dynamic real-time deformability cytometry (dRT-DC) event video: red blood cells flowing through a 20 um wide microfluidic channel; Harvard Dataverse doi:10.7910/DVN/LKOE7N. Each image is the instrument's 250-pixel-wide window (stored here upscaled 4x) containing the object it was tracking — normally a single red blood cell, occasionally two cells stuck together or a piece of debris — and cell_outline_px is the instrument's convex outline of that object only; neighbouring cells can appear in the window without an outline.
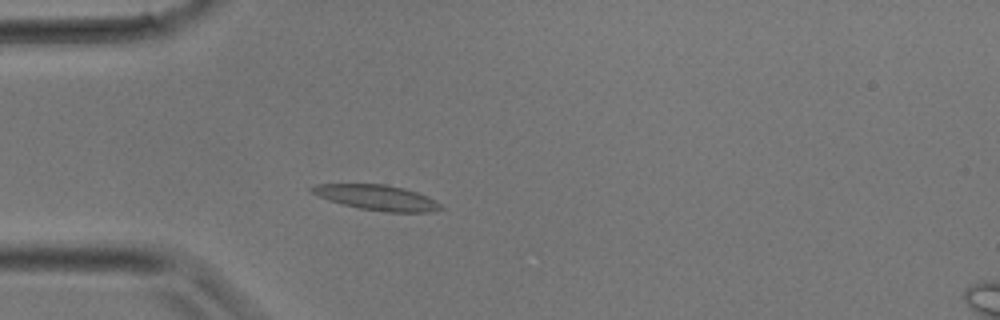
{"species": "common noctule bat (a hibernating species)", "species_latin": "Nyctalus noctula", "temperature_condition": "room temperature", "stored_images_in_passage": 32, "camera_frame_rate_fps": 3000, "um_per_image_px": 0.085, "animal": {"sex": "male", "body_mass_g": 17.9}, "frame": {"image": 1, "passage_image": 8, "time_ms": 2.333, "image_size_px": [1000, 320], "cell_outline_px": [[444, 208], [432, 212], [388, 212], [360, 208], [328, 200], [312, 192], [308, 188], [316, 184], [384, 184], [404, 188], [428, 196], [436, 200]], "centroid_in_image_um": [32.08, 16.79], "position_along_channel_um": 52.9, "area_um2": 18.84}}
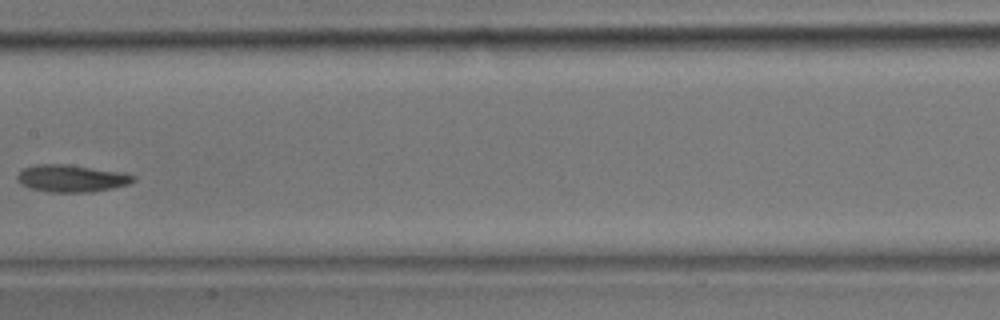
{"frame": {"image": 2, "passage_image": 16, "time_ms": 5.0, "image_size_px": [1000, 320], "cell_outline_px": [[136, 180], [128, 184], [112, 188], [92, 192], [52, 192], [28, 188], [20, 184], [16, 180], [16, 176], [24, 168], [36, 164], [68, 164], [124, 172], [136, 176]], "centroid_in_image_um": [6.08, 15.16], "position_along_channel_um": 201.3, "area_um2": 18.61}}
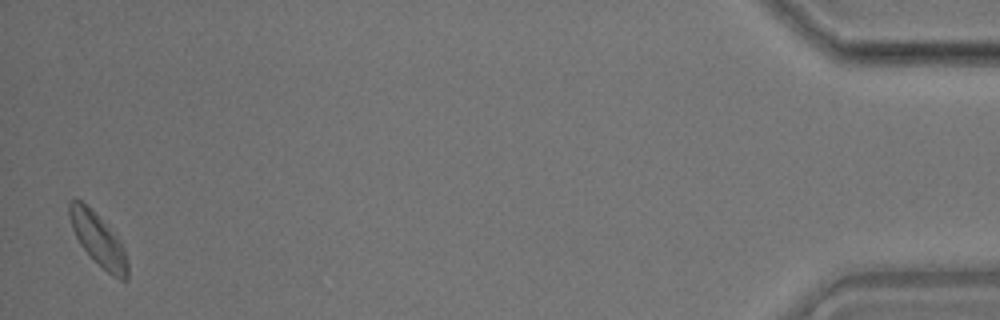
{"frame": {"image": 3, "passage_image": 32, "time_ms": 10.333, "image_size_px": [1000, 320], "cell_outline_px": [[128, 280], [120, 280], [112, 276], [80, 244], [72, 228], [68, 216], [68, 200], [72, 196], [76, 196], [120, 240], [124, 248], [128, 260]], "centroid_in_image_um": [8.33, 20.35], "position_along_channel_um": 426.9, "area_um2": 17.34}}